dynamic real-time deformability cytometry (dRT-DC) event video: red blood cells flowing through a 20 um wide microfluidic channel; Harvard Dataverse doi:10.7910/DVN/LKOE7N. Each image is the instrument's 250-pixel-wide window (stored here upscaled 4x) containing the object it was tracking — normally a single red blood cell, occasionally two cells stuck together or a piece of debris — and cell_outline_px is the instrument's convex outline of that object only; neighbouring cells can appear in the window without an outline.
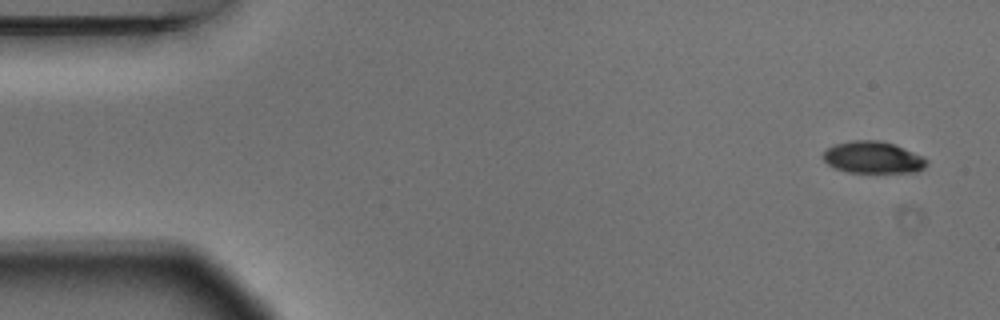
{"species": "Egyptian fruit bat (a non-hibernating species)", "species_latin": "Rousettus aegyptiacus", "temperature_condition": "warm", "stored_images_in_passage": 5, "camera_frame_rate_fps": 3000, "um_per_image_px": 0.085, "animal": {"sex": "male"}, "frame": {"image": 1, "passage_image": 1, "time_ms": 0.0, "image_size_px": [1000, 320], "cell_outline_px": [[928, 164], [924, 168], [916, 172], [848, 172], [836, 168], [828, 164], [824, 160], [824, 152], [828, 148], [836, 144], [852, 140], [880, 140], [892, 144], [924, 156], [928, 160]], "centroid_in_image_um": [74.24, 13.38], "position_along_channel_um": 10.8, "area_um2": 19.07}}
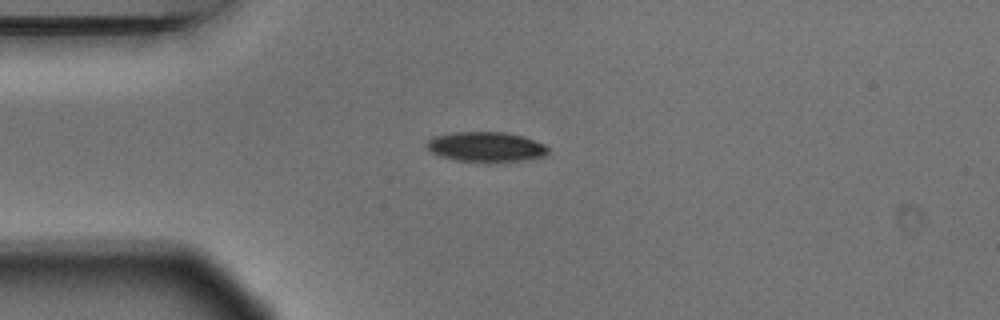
{"frame": {"image": 2, "passage_image": 4, "time_ms": 1.0, "image_size_px": [1000, 320], "cell_outline_px": [[548, 152], [544, 156], [524, 160], [456, 160], [440, 156], [432, 152], [424, 144], [428, 140], [436, 136], [452, 132], [504, 132], [524, 136], [544, 144], [548, 148]], "centroid_in_image_um": [41.3, 12.45], "position_along_channel_um": 43.7, "area_um2": 20.63}}